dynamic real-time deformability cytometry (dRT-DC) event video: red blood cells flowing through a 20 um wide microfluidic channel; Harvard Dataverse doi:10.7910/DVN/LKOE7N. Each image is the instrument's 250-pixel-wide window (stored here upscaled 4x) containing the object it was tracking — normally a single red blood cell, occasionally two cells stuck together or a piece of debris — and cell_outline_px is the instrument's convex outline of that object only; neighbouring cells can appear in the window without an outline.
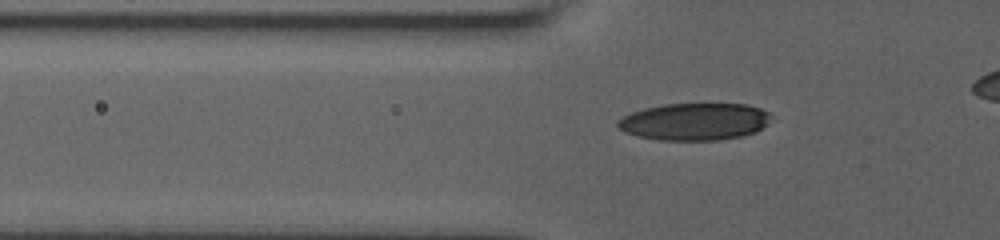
{"species": "human", "species_latin": "Homo sapiens", "temperature_condition": "room temperature", "stored_images_in_passage": 37, "camera_frame_rate_fps": 3000, "um_per_image_px": 0.085, "donor": {"sex": "male"}, "frame": {"image": 1, "passage_image": 4, "time_ms": 1.0, "image_size_px": [1000, 240], "cell_outline_px": [[768, 124], [756, 132], [740, 136], [720, 140], [660, 140], [636, 136], [624, 132], [616, 124], [616, 120], [632, 112], [644, 108], [664, 104], [748, 104], [760, 108], [768, 112]], "centroid_in_image_um": [59.01, 10.34], "position_along_channel_um": 66.8, "area_um2": 33.23}}
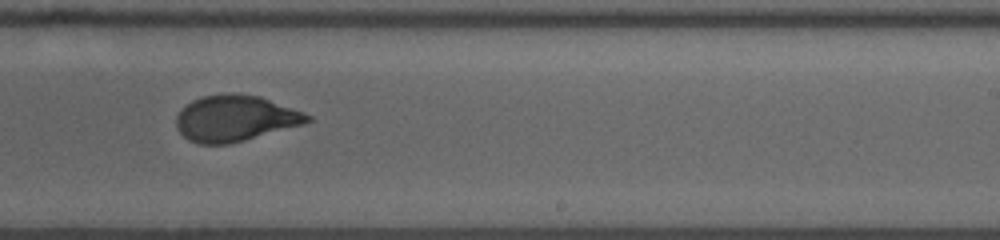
{"frame": {"image": 2, "passage_image": 21, "time_ms": 6.667, "image_size_px": [1000, 240], "cell_outline_px": [[312, 120], [304, 124], [244, 140], [228, 144], [200, 144], [188, 140], [176, 128], [176, 116], [192, 100], [204, 96], [232, 92], [260, 96], [304, 112], [312, 116]], "centroid_in_image_um": [20.0, 10.05], "position_along_channel_um": 269.0, "area_um2": 35.08}}
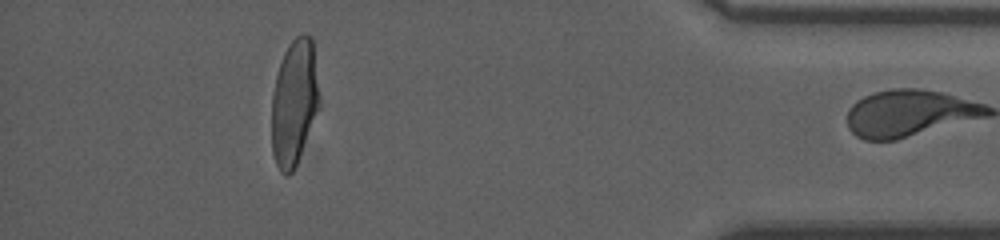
{"frame": {"image": 3, "passage_image": 36, "time_ms": 11.667, "image_size_px": [1000, 240], "cell_outline_px": [[320, 108], [296, 164], [292, 172], [288, 176], [284, 176], [280, 172], [276, 164], [272, 152], [272, 96], [276, 76], [284, 52], [288, 44], [296, 36], [304, 32], [312, 36], [320, 96]], "centroid_in_image_um": [25.02, 8.69], "position_along_channel_um": 410.2, "area_um2": 35.37}}